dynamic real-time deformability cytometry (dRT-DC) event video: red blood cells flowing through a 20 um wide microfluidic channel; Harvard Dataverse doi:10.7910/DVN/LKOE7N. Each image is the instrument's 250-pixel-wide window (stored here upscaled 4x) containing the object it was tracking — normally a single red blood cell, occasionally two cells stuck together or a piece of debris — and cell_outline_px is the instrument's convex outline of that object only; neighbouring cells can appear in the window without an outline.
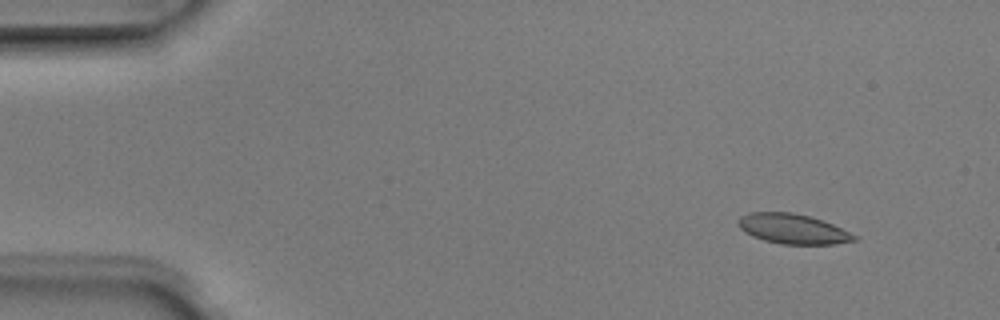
{"species": "Egyptian fruit bat (a non-hibernating species)", "species_latin": "Rousettus aegyptiacus", "temperature_condition": "room temperature", "stored_images_in_passage": 5, "camera_frame_rate_fps": 3000, "um_per_image_px": 0.085, "animal": {"sex": "male"}, "frame": {"image": 1, "passage_image": 1, "time_ms": 0.0, "image_size_px": [1000, 320], "cell_outline_px": [[856, 240], [836, 244], [780, 244], [764, 240], [752, 236], [744, 232], [736, 224], [740, 216], [748, 212], [792, 212], [824, 220], [856, 236]], "centroid_in_image_um": [67.33, 19.45], "position_along_channel_um": 17.7, "area_um2": 20.23}}
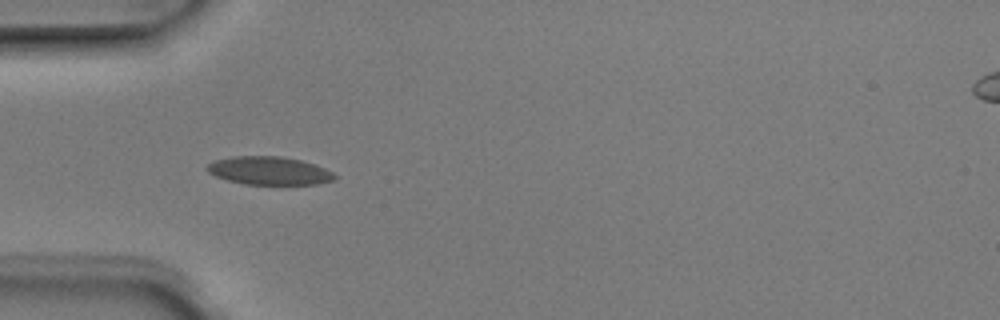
{"frame": {"image": 2, "passage_image": 4, "time_ms": 1.0, "image_size_px": [1000, 320], "cell_outline_px": [[336, 180], [316, 184], [244, 184], [228, 180], [216, 176], [208, 172], [204, 168], [208, 164], [216, 160], [236, 156], [280, 156], [300, 160], [316, 164], [332, 172], [336, 176]], "centroid_in_image_um": [22.89, 14.51], "position_along_channel_um": 62.1, "area_um2": 20.87}}
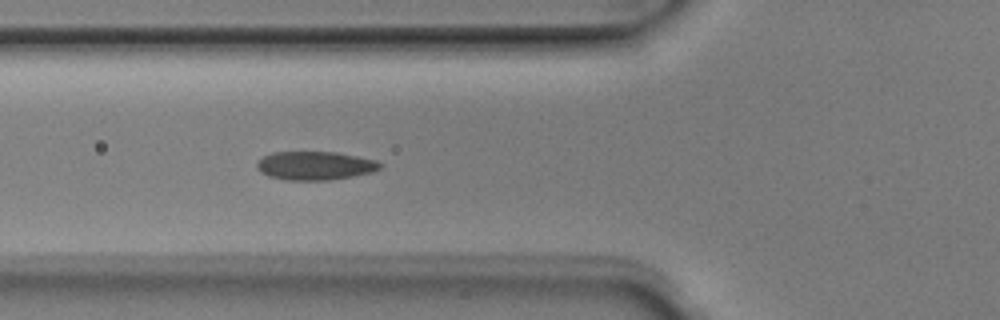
{"frame": {"image": 3, "passage_image": 5, "time_ms": 1.333, "image_size_px": [1000, 320], "cell_outline_px": [[384, 164], [380, 168], [372, 172], [352, 176], [328, 180], [288, 180], [268, 176], [260, 172], [256, 168], [256, 164], [264, 156], [272, 152], [336, 152], [376, 160]], "centroid_in_image_um": [26.77, 14.08], "position_along_channel_um": 99.0, "area_um2": 20.46}}